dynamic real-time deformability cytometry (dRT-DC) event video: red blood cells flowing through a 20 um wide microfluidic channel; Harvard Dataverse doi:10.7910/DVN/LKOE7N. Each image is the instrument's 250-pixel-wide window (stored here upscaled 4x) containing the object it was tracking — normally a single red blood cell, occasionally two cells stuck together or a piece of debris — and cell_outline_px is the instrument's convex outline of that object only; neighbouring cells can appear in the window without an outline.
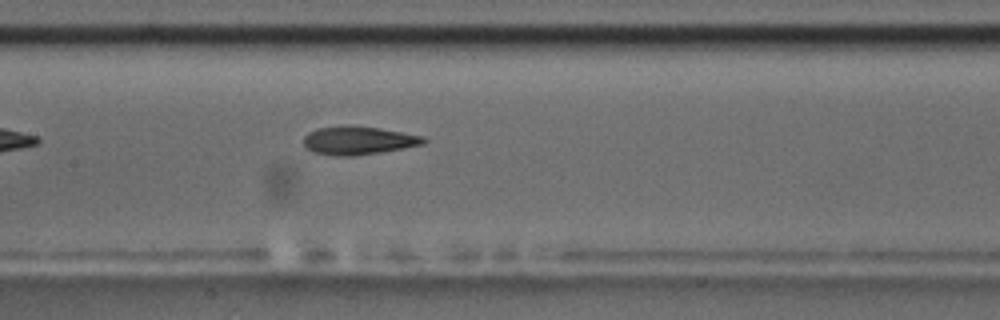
{"species": "common noctule bat (a hibernating species)", "species_latin": "Nyctalus noctula", "temperature_condition": "room temperature", "stored_images_in_passage": 8, "camera_frame_rate_fps": 3000, "um_per_image_px": 0.085, "animal": {"sex": "male", "body_mass_g": 17.5, "forearm_length_mm": 52.3}, "frame": {"image": 1, "passage_image": 8, "time_ms": 8.0, "image_size_px": [1000, 320], "cell_outline_px": [[428, 140], [424, 144], [404, 148], [356, 156], [336, 156], [312, 152], [304, 148], [304, 136], [308, 132], [316, 128], [348, 124], [380, 128], [424, 136]], "centroid_in_image_um": [30.43, 11.93], "position_along_channel_um": 177.0, "area_um2": 20.23}}